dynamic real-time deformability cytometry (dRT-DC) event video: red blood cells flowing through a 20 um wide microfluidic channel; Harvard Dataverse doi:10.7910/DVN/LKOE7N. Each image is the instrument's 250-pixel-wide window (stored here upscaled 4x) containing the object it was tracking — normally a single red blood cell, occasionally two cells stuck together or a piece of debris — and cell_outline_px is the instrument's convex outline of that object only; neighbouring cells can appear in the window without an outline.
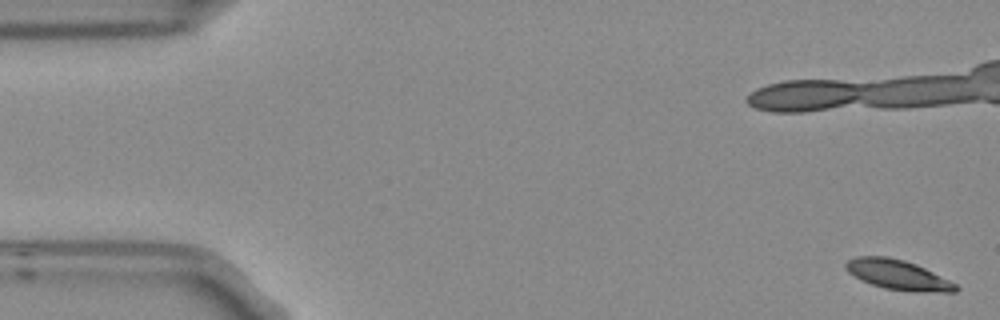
{"species": "Egyptian fruit bat (a non-hibernating species)", "species_latin": "Rousettus aegyptiacus", "temperature_condition": "room temperature", "stored_images_in_passage": 6, "camera_frame_rate_fps": 3000, "um_per_image_px": 0.085, "frame": {"image": 1, "passage_image": 1, "time_ms": 0.0, "image_size_px": [1000, 320], "cell_outline_px": [[960, 288], [956, 292], [916, 292], [884, 288], [872, 284], [848, 272], [844, 268], [844, 264], [848, 260], [856, 256], [888, 256], [904, 260], [916, 264], [956, 284]], "centroid_in_image_um": [76.32, 23.35], "position_along_channel_um": 8.7, "area_um2": 18.96}}